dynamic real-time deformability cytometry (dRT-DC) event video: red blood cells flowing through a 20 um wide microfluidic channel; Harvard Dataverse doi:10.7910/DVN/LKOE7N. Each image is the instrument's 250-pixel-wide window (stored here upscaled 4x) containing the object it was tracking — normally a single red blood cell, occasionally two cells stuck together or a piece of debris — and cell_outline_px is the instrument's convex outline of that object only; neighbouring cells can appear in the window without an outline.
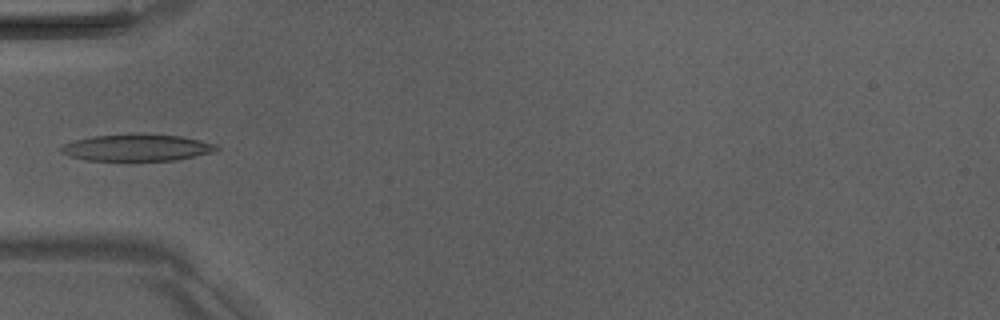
{"species": "Egyptian fruit bat (a non-hibernating species)", "species_latin": "Rousettus aegyptiacus", "temperature_condition": "room temperature", "stored_images_in_passage": 5, "camera_frame_rate_fps": 3000, "um_per_image_px": 0.085, "animal": {"sex": "male"}, "frame": {"image": 1, "passage_image": 5, "time_ms": 5.333, "image_size_px": [1000, 320], "cell_outline_px": [[220, 148], [212, 152], [176, 160], [128, 164], [88, 160], [68, 156], [60, 152], [60, 148], [64, 144], [76, 140], [92, 136], [180, 136], [200, 140], [216, 144]], "centroid_in_image_um": [11.6, 12.64], "position_along_channel_um": 73.4, "area_um2": 24.45}}